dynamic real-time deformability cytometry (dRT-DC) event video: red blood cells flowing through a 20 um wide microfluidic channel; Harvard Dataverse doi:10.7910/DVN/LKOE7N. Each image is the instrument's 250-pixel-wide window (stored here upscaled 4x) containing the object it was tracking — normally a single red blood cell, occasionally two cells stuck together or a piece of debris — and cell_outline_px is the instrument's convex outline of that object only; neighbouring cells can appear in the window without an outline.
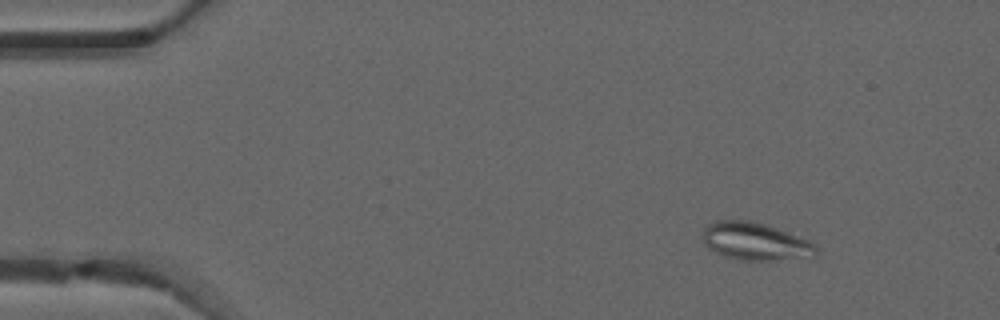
{"species": "common noctule bat (a hibernating species)", "species_latin": "Nyctalus noctula", "temperature_condition": "warm", "stored_images_in_passage": 51, "camera_frame_rate_fps": 3000, "um_per_image_px": 0.085, "animal": {"sex": "male", "forearm_length_mm": 52.5}, "frame": {"image": 1, "passage_image": 6, "time_ms": 1.667, "image_size_px": [1000, 320], "cell_outline_px": [[820, 252], [816, 256], [768, 260], [740, 260], [724, 256], [716, 252], [704, 244], [704, 228], [708, 224], [716, 220], [752, 220], [788, 232], [808, 240], [816, 244], [820, 248]], "centroid_in_image_um": [64.24, 20.52], "position_along_channel_um": 20.8, "area_um2": 24.85}}
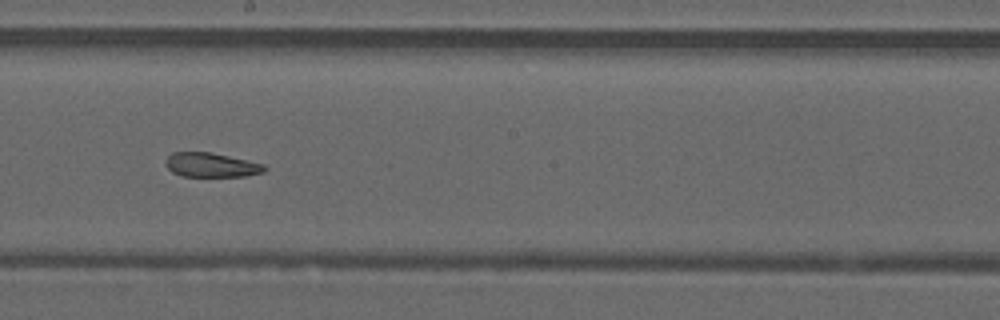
{"frame": {"image": 2, "passage_image": 28, "time_ms": 9.0, "image_size_px": [1000, 320], "cell_outline_px": [[268, 168], [264, 172], [244, 176], [180, 176], [172, 172], [164, 164], [164, 160], [172, 152], [212, 152], [264, 164]], "centroid_in_image_um": [17.93, 14.02], "position_along_channel_um": 230.3, "area_um2": 14.1}}
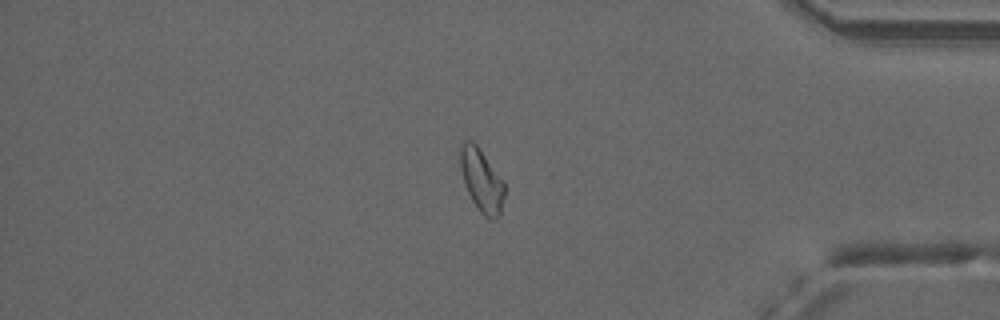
{"frame": {"image": 3, "passage_image": 42, "time_ms": 13.667, "image_size_px": [1000, 320], "cell_outline_px": [[504, 196], [500, 216], [484, 216], [480, 212], [472, 200], [464, 184], [460, 168], [460, 144], [464, 140], [472, 140], [476, 144], [504, 180]], "centroid_in_image_um": [40.92, 15.28], "position_along_channel_um": 394.3, "area_um2": 16.13}}